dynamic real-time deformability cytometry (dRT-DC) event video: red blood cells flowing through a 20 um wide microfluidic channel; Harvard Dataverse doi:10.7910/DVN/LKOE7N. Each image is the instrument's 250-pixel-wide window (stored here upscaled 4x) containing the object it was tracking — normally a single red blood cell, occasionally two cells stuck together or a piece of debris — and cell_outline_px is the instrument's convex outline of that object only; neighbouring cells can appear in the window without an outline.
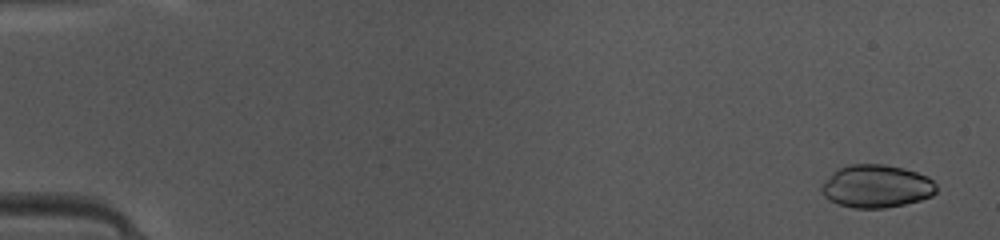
{"species": "common noctule bat (a hibernating species)", "species_latin": "Nyctalus noctula", "temperature_condition": "warm", "stored_images_in_passage": 48, "camera_frame_rate_fps": 3000, "um_per_image_px": 0.085, "animal": {"sex": "female", "body_mass_g": 10.0, "forearm_length_mm": 53.1}, "frame": {"image": 1, "passage_image": 2, "time_ms": 0.333, "image_size_px": [1000, 240], "cell_outline_px": [[936, 192], [932, 196], [920, 200], [904, 204], [884, 208], [852, 208], [828, 200], [820, 192], [820, 188], [832, 172], [848, 164], [884, 164], [904, 168], [928, 176], [936, 184]], "centroid_in_image_um": [74.49, 15.83], "position_along_channel_um": 10.5, "area_um2": 28.78}}
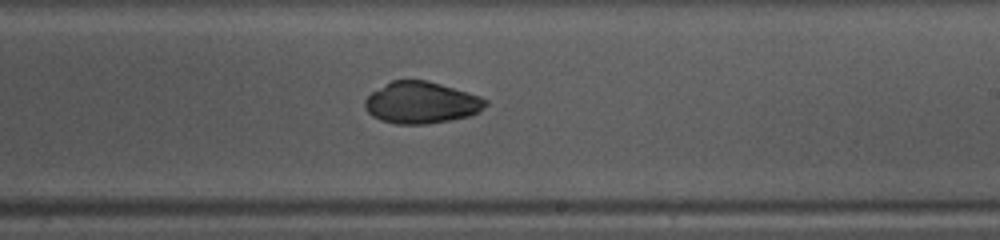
{"frame": {"image": 2, "passage_image": 29, "time_ms": 9.333, "image_size_px": [1000, 240], "cell_outline_px": [[488, 104], [480, 112], [468, 116], [428, 124], [396, 124], [380, 120], [372, 116], [364, 108], [364, 100], [372, 92], [392, 80], [424, 80], [440, 84], [480, 96], [488, 100]], "centroid_in_image_um": [35.81, 8.73], "position_along_channel_um": 253.2, "area_um2": 29.25}}
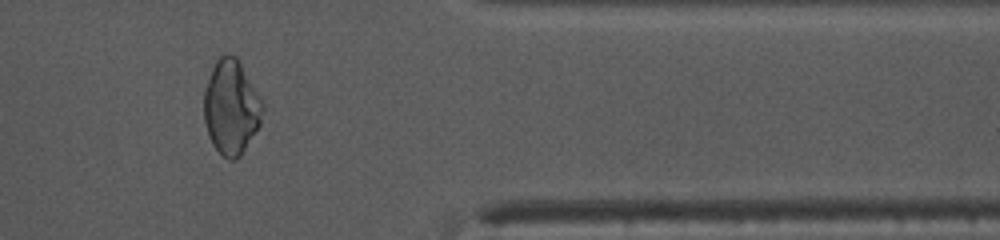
{"frame": {"image": 3, "passage_image": 40, "time_ms": 13.0, "image_size_px": [1000, 240], "cell_outline_px": [[264, 108], [260, 124], [240, 156], [236, 160], [228, 160], [212, 144], [208, 136], [204, 120], [204, 88], [212, 68], [216, 60], [220, 56], [228, 52], [236, 56], [264, 100]], "centroid_in_image_um": [19.66, 9.08], "position_along_channel_um": 391.7, "area_um2": 32.66}}